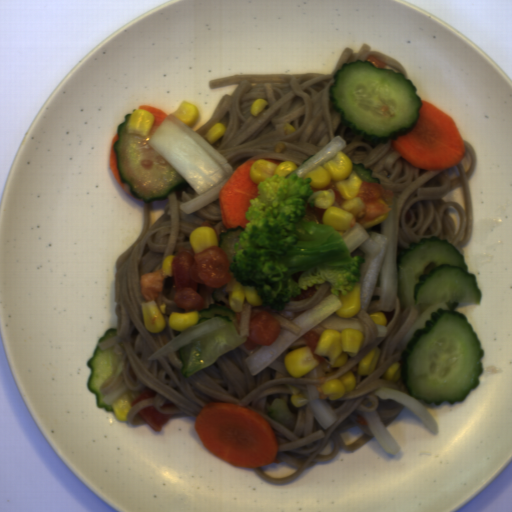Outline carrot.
I'll use <instances>...</instances> for the list:
<instances>
[{"label":"carrot","instance_id":"obj_1","mask_svg":"<svg viewBox=\"0 0 512 512\" xmlns=\"http://www.w3.org/2000/svg\"><path fill=\"white\" fill-rule=\"evenodd\" d=\"M194 430L211 454L232 466L253 469L280 463L273 428L265 417L245 406L206 404L195 417Z\"/></svg>","mask_w":512,"mask_h":512},{"label":"carrot","instance_id":"obj_2","mask_svg":"<svg viewBox=\"0 0 512 512\" xmlns=\"http://www.w3.org/2000/svg\"><path fill=\"white\" fill-rule=\"evenodd\" d=\"M390 146L407 162L432 171L454 168L466 154L454 119L425 100H421L417 122L393 138Z\"/></svg>","mask_w":512,"mask_h":512},{"label":"carrot","instance_id":"obj_3","mask_svg":"<svg viewBox=\"0 0 512 512\" xmlns=\"http://www.w3.org/2000/svg\"><path fill=\"white\" fill-rule=\"evenodd\" d=\"M258 159H249L235 169L234 173L220 188L218 204L222 226L235 229L242 226L245 229L247 220L245 213L250 207L251 199L258 197V183L250 175L251 166Z\"/></svg>","mask_w":512,"mask_h":512},{"label":"carrot","instance_id":"obj_4","mask_svg":"<svg viewBox=\"0 0 512 512\" xmlns=\"http://www.w3.org/2000/svg\"><path fill=\"white\" fill-rule=\"evenodd\" d=\"M120 140L119 138V134H118V131L116 132L115 136L113 137V139L111 140V144H110V151H109V167H110V170H111V173L114 177V179L116 180L117 184L123 189V191L131 196L132 198L136 199V200H139V201H143V199H138L135 195H133L131 193V190H130V186L129 184H126V183H123L121 182V179H120V175H119V171H118V168H117V156H116V152L114 151L113 149V145L118 141Z\"/></svg>","mask_w":512,"mask_h":512},{"label":"carrot","instance_id":"obj_5","mask_svg":"<svg viewBox=\"0 0 512 512\" xmlns=\"http://www.w3.org/2000/svg\"><path fill=\"white\" fill-rule=\"evenodd\" d=\"M138 109H143L149 111L154 117V125L153 127L161 126L162 122L167 117V113L161 110L160 108L153 107L150 105L141 104L138 105Z\"/></svg>","mask_w":512,"mask_h":512},{"label":"carrot","instance_id":"obj_6","mask_svg":"<svg viewBox=\"0 0 512 512\" xmlns=\"http://www.w3.org/2000/svg\"><path fill=\"white\" fill-rule=\"evenodd\" d=\"M356 421H357V424L361 425V426H367V424H368L367 419L362 415H358Z\"/></svg>","mask_w":512,"mask_h":512},{"label":"carrot","instance_id":"obj_7","mask_svg":"<svg viewBox=\"0 0 512 512\" xmlns=\"http://www.w3.org/2000/svg\"><path fill=\"white\" fill-rule=\"evenodd\" d=\"M265 159H266V160H268V161H270V162H272V163H273V164H275V165H278V166H279L282 162H284V161H280V160H276V159H272V158H265Z\"/></svg>","mask_w":512,"mask_h":512}]
</instances>
